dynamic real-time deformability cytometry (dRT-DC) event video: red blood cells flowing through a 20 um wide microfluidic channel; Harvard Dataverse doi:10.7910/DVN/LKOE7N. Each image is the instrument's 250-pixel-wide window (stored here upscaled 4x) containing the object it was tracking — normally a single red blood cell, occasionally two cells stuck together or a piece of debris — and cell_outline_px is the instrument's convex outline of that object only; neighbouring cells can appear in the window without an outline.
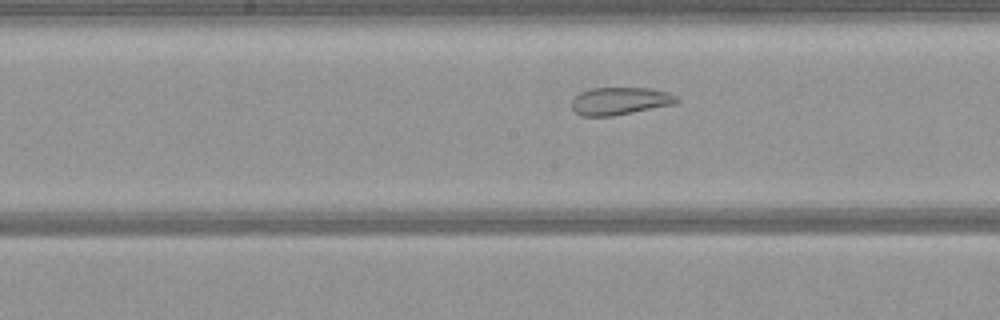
{"species": "common noctule bat (a hibernating species)", "species_latin": "Nyctalus noctula", "temperature_condition": "warm", "stored_images_in_passage": 33, "segment_of_instrument_passage": [1, 2], "camera_frame_rate_fps": 3000, "um_per_image_px": 0.085, "animal": {"sex": "female", "body_mass_g": 21.9}, "frame": {"image": 1, "passage_image": 17, "time_ms": 5.333, "image_size_px": [1000, 320], "cell_outline_px": [[680, 100], [676, 104], [612, 116], [580, 116], [572, 108], [572, 100], [580, 92], [592, 88], [648, 88], [668, 92], [676, 96]], "centroid_in_image_um": [52.71, 8.59], "position_along_channel_um": 195.5, "area_um2": 16.88}}
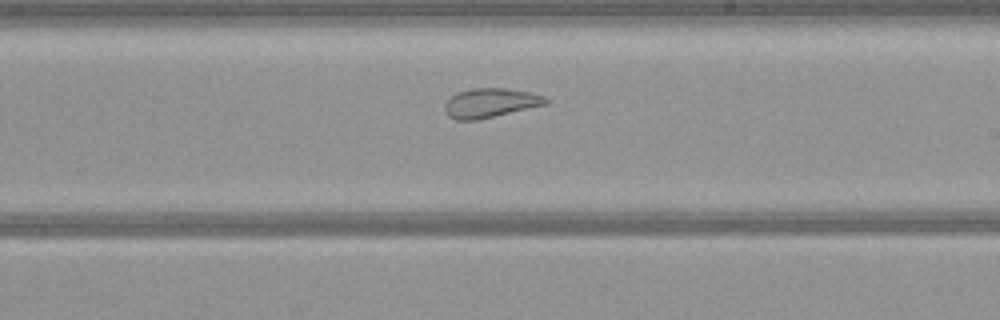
{"frame": {"image": 2, "passage_image": 21, "time_ms": 6.667, "image_size_px": [1000, 320], "cell_outline_px": [[548, 104], [476, 120], [456, 120], [448, 116], [444, 112], [444, 104], [456, 92], [472, 88], [504, 88], [532, 92], [544, 96], [548, 100]], "centroid_in_image_um": [41.66, 8.74], "position_along_channel_um": 247.3, "area_um2": 17.28}}
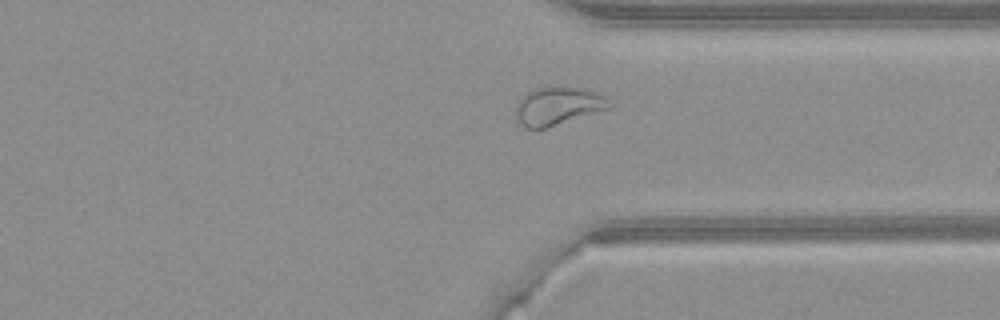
{"frame": {"image": 3, "passage_image": 30, "time_ms": 9.667, "image_size_px": [1000, 320], "cell_outline_px": [[612, 108], [544, 128], [528, 128], [520, 124], [516, 120], [516, 104], [528, 92], [536, 88], [580, 88], [596, 92], [612, 100]], "centroid_in_image_um": [47.46, 9.03], "position_along_channel_um": 363.9, "area_um2": 20.4}}